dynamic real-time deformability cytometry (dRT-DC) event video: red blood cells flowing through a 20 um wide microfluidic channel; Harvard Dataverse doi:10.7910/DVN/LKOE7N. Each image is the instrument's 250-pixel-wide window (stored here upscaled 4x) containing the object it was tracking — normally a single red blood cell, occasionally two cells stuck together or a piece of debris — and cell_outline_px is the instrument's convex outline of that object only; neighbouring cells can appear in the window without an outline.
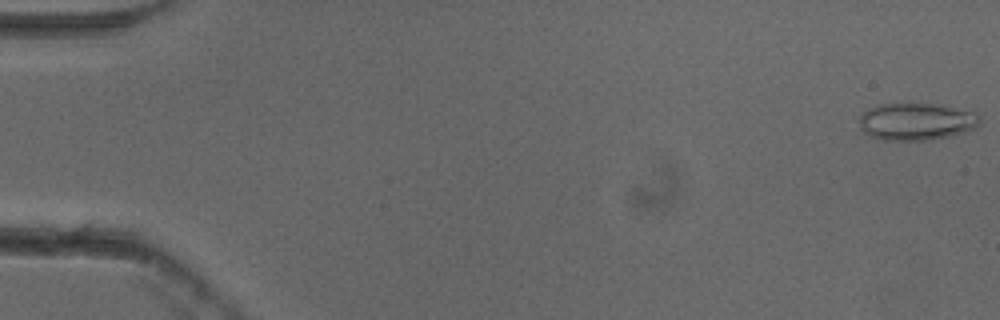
{"species": "common noctule bat (a hibernating species)", "species_latin": "Nyctalus noctula", "temperature_condition": "cold", "stored_images_in_passage": 34, "camera_frame_rate_fps": 3000, "um_per_image_px": 0.085, "animal": {"sex": "female"}, "frame": {"image": 1, "passage_image": 1, "time_ms": 0.0, "image_size_px": [1000, 320], "cell_outline_px": [[980, 124], [964, 132], [932, 140], [884, 140], [872, 136], [864, 132], [860, 128], [860, 116], [868, 108], [880, 104], [940, 104], [976, 112], [980, 116]], "centroid_in_image_um": [77.91, 10.33], "position_along_channel_um": 7.1, "area_um2": 26.13}}
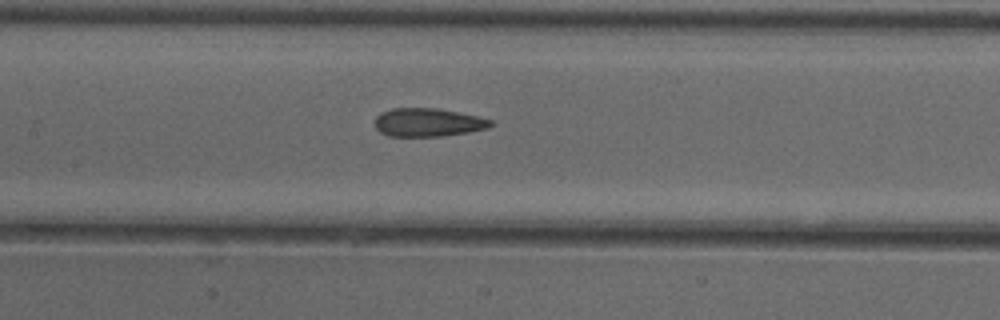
{"frame": {"image": 2, "passage_image": 26, "time_ms": 8.333, "image_size_px": [1000, 320], "cell_outline_px": [[492, 124], [488, 128], [468, 132], [440, 136], [388, 136], [380, 132], [376, 128], [376, 116], [380, 112], [392, 108], [436, 108], [480, 116], [492, 120]], "centroid_in_image_um": [36.37, 10.4], "position_along_channel_um": 171.0, "area_um2": 19.13}}
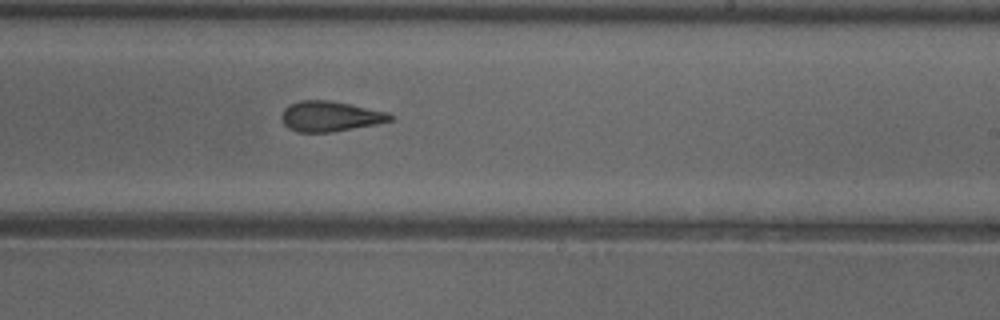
{"frame": {"image": 3, "passage_image": 33, "time_ms": 10.667, "image_size_px": [1000, 320], "cell_outline_px": [[392, 120], [376, 124], [332, 132], [296, 132], [288, 128], [284, 124], [280, 116], [284, 108], [288, 104], [300, 100], [328, 100], [388, 112], [392, 116]], "centroid_in_image_um": [28.0, 9.89], "position_along_channel_um": 261.0, "area_um2": 19.13}}